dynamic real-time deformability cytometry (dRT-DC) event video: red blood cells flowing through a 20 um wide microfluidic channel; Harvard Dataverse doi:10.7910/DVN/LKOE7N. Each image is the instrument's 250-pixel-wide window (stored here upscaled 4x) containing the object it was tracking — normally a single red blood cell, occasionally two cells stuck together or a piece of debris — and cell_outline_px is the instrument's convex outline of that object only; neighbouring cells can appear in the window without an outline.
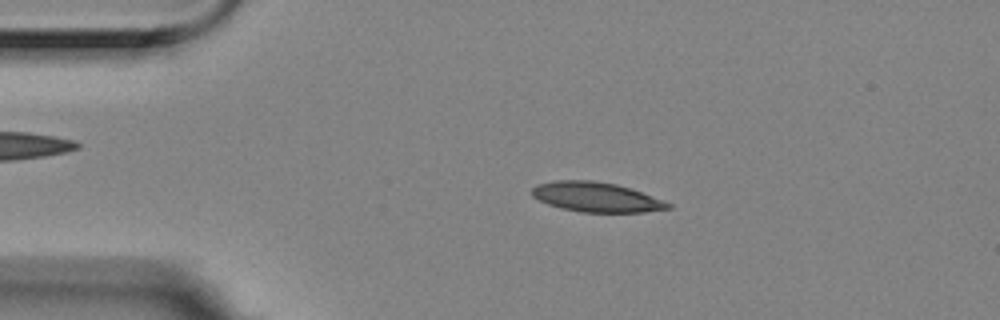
{"species": "Egyptian fruit bat (a non-hibernating species)", "species_latin": "Rousettus aegyptiacus", "temperature_condition": "room temperature", "stored_images_in_passage": 3, "camera_frame_rate_fps": 3000, "um_per_image_px": 0.085, "animal": {"sex": "female"}, "frame": {"image": 1, "passage_image": 2, "time_ms": 0.333, "image_size_px": [1000, 320], "cell_outline_px": [[672, 208], [644, 212], [580, 212], [560, 208], [548, 204], [532, 196], [532, 188], [536, 184], [552, 180], [592, 180], [616, 184], [632, 188], [672, 204]], "centroid_in_image_um": [50.67, 16.74], "position_along_channel_um": 34.3, "area_um2": 23.7}}